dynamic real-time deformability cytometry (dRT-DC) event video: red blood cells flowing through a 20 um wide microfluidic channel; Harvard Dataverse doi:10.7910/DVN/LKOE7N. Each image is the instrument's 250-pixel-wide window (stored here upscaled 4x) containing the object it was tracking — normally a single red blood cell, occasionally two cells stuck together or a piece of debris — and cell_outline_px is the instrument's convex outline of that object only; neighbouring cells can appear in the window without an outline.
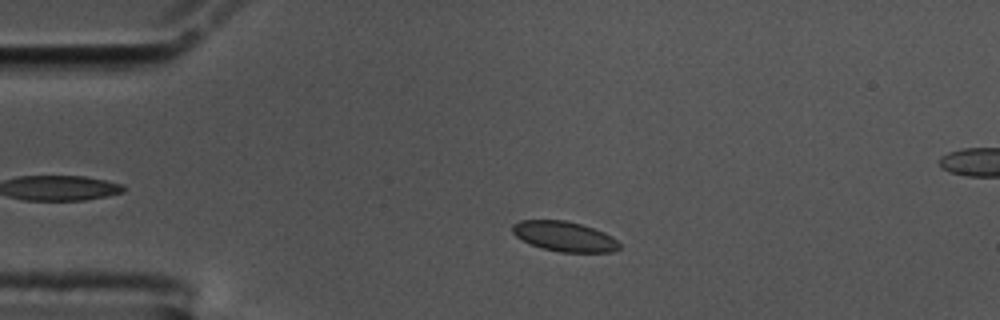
{"species": "common noctule bat (a hibernating species)", "species_latin": "Nyctalus noctula", "temperature_condition": "cold", "stored_images_in_passage": 55, "segment_of_instrument_passage": [1, 2], "camera_frame_rate_fps": 3000, "um_per_image_px": 0.085, "animal": {"sex": "male", "body_mass_g": 17.5, "forearm_length_mm": 52.3}, "frame": {"image": 1, "passage_image": 9, "time_ms": 2.667, "image_size_px": [1000, 320], "cell_outline_px": [[620, 248], [612, 252], [560, 252], [540, 248], [516, 236], [512, 232], [512, 224], [520, 220], [564, 220], [580, 224], [604, 232], [612, 236], [620, 244]], "centroid_in_image_um": [47.97, 20.1], "position_along_channel_um": 37.0, "area_um2": 18.61}}
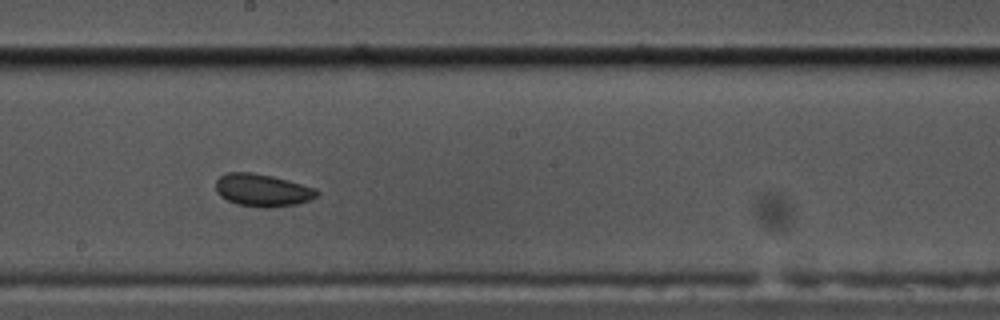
{"frame": {"image": 2, "passage_image": 28, "time_ms": 9.0, "image_size_px": [1000, 320], "cell_outline_px": [[320, 192], [316, 196], [308, 200], [296, 204], [268, 208], [260, 208], [236, 204], [220, 196], [216, 192], [216, 180], [220, 176], [228, 172], [252, 172], [272, 176], [288, 180], [316, 188]], "centroid_in_image_um": [22.29, 16.17], "position_along_channel_um": 225.9, "area_um2": 19.25}}
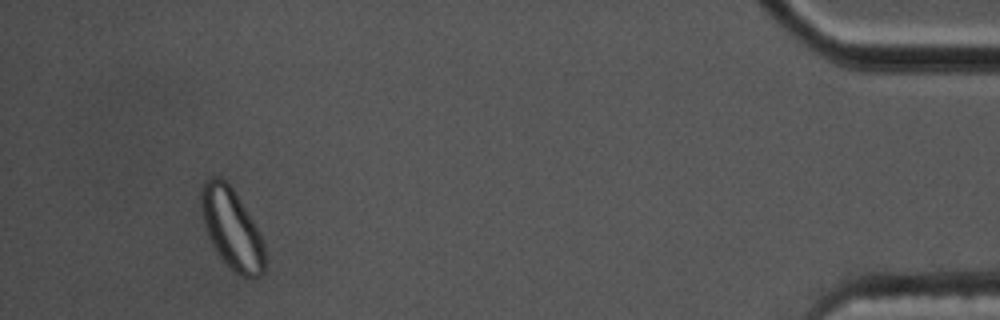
{"frame": {"image": 3, "passage_image": 50, "time_ms": 16.333, "image_size_px": [1000, 320], "cell_outline_px": [[264, 272], [256, 280], [252, 280], [236, 272], [220, 256], [212, 244], [208, 236], [204, 224], [200, 204], [200, 192], [204, 180], [208, 176], [220, 176], [232, 188], [260, 232], [264, 244]], "centroid_in_image_um": [19.69, 19.42], "position_along_channel_um": 415.5, "area_um2": 29.77}}